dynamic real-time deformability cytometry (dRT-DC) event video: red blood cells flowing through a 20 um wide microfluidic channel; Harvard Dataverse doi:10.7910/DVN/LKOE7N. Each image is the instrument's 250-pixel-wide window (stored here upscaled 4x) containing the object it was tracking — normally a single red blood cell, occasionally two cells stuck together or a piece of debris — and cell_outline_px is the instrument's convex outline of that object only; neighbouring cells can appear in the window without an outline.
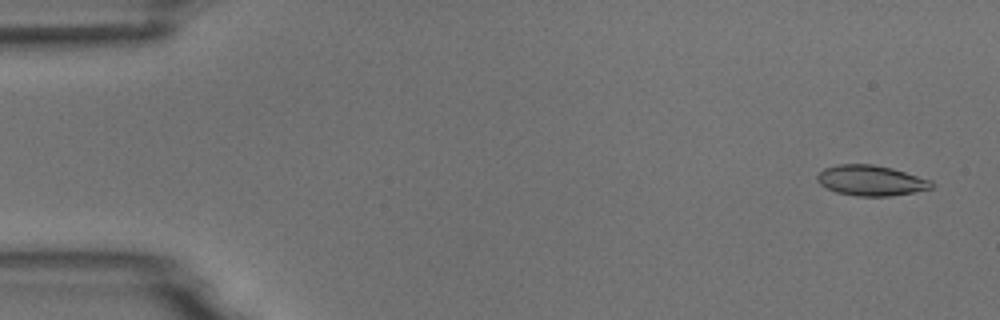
{"species": "common noctule bat (a hibernating species)", "species_latin": "Nyctalus noctula", "temperature_condition": "room temperature", "stored_images_in_passage": 9, "camera_frame_rate_fps": 3000, "um_per_image_px": 0.085, "animal": {"sex": "male", "body_mass_g": 18.8}, "frame": {"image": 1, "passage_image": 1, "time_ms": 0.0, "image_size_px": [1000, 320], "cell_outline_px": [[936, 184], [932, 188], [912, 192], [888, 196], [856, 196], [836, 192], [820, 184], [816, 180], [816, 176], [824, 168], [836, 164], [872, 164], [892, 168], [932, 180]], "centroid_in_image_um": [74.03, 15.33], "position_along_channel_um": 11.0, "area_um2": 20.29}}
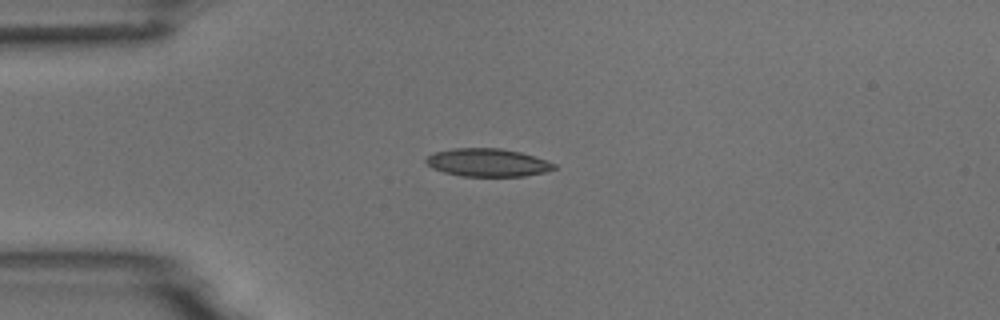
{"frame": {"image": 2, "passage_image": 4, "time_ms": 3.667, "image_size_px": [1000, 320], "cell_outline_px": [[556, 168], [544, 172], [524, 176], [460, 176], [444, 172], [432, 168], [424, 160], [428, 156], [436, 152], [452, 148], [500, 148], [520, 152], [556, 164]], "centroid_in_image_um": [41.42, 13.82], "position_along_channel_um": 43.6, "area_um2": 20.69}}
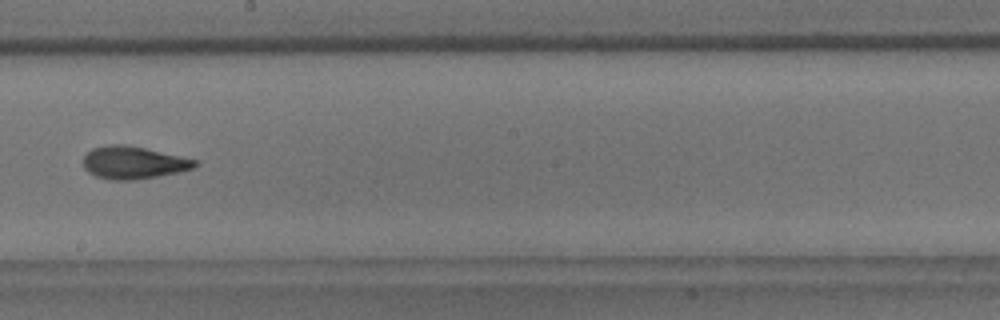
{"frame": {"image": 3, "passage_image": 9, "time_ms": 9.333, "image_size_px": [1000, 320], "cell_outline_px": [[200, 164], [192, 168], [180, 172], [136, 180], [112, 180], [96, 176], [88, 172], [84, 168], [84, 156], [92, 148], [108, 144], [124, 144], [144, 148], [200, 160]], "centroid_in_image_um": [11.37, 13.82], "position_along_channel_um": 236.8, "area_um2": 21.33}}